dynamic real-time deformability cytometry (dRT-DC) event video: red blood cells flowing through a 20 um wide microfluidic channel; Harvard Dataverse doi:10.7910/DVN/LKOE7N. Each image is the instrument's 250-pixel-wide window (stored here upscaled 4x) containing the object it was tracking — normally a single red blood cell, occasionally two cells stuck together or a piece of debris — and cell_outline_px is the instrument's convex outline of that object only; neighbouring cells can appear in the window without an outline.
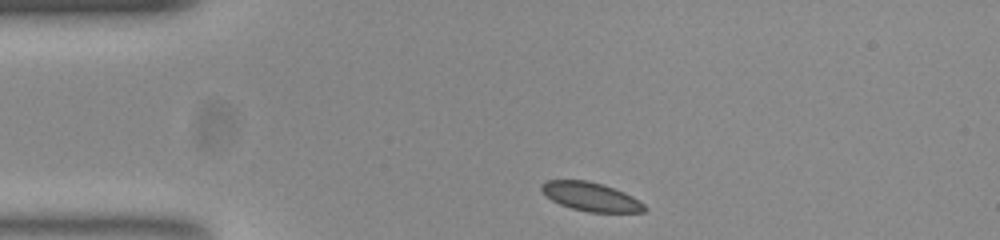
{"species": "common noctule bat (a hibernating species)", "species_latin": "Nyctalus noctula", "temperature_condition": "room temperature", "stored_images_in_passage": 43, "camera_frame_rate_fps": 3000, "um_per_image_px": 0.085, "animal": {"sex": "female", "body_mass_g": 23.0, "forearm_length_mm": 53.4}, "frame": {"image": 1, "passage_image": 1, "time_ms": 0.0, "image_size_px": [1000, 240], "cell_outline_px": [[648, 208], [644, 212], [588, 212], [572, 208], [560, 204], [552, 200], [540, 188], [540, 184], [548, 180], [588, 180], [624, 192], [632, 196], [644, 204]], "centroid_in_image_um": [50.23, 16.72], "position_along_channel_um": 34.8, "area_um2": 17.05}}
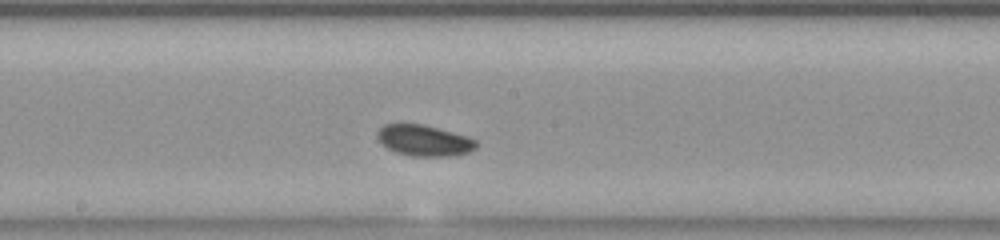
{"frame": {"image": 2, "passage_image": 18, "time_ms": 5.667, "image_size_px": [1000, 240], "cell_outline_px": [[476, 148], [468, 152], [456, 156], [412, 156], [396, 152], [388, 148], [376, 136], [380, 128], [384, 124], [420, 124], [436, 128], [464, 136], [476, 140]], "centroid_in_image_um": [36.04, 11.96], "position_along_channel_um": 212.2, "area_um2": 17.46}}
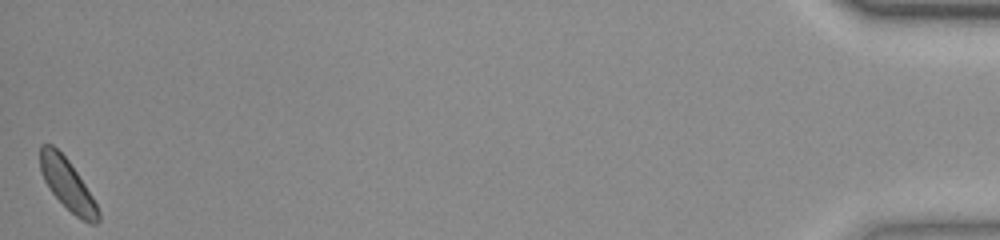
{"frame": {"image": 3, "passage_image": 43, "time_ms": 14.0, "image_size_px": [1000, 240], "cell_outline_px": [[100, 220], [96, 224], [88, 224], [76, 216], [52, 192], [44, 180], [40, 172], [40, 144], [52, 144], [68, 160], [92, 196], [100, 212]], "centroid_in_image_um": [5.73, 15.69], "position_along_channel_um": 429.5, "area_um2": 16.94}, "authors_computed_cell_mechanics": {"area_um2": 17.5134, "velocity_mm_per_s": 3.811, "shape_relaxation_time_tau1_ms": 2.4198, "shape_relaxation_time_tau2_ms": null, "deformation_change_tau1": 0.0695, "deformation_change_tau2": null}}